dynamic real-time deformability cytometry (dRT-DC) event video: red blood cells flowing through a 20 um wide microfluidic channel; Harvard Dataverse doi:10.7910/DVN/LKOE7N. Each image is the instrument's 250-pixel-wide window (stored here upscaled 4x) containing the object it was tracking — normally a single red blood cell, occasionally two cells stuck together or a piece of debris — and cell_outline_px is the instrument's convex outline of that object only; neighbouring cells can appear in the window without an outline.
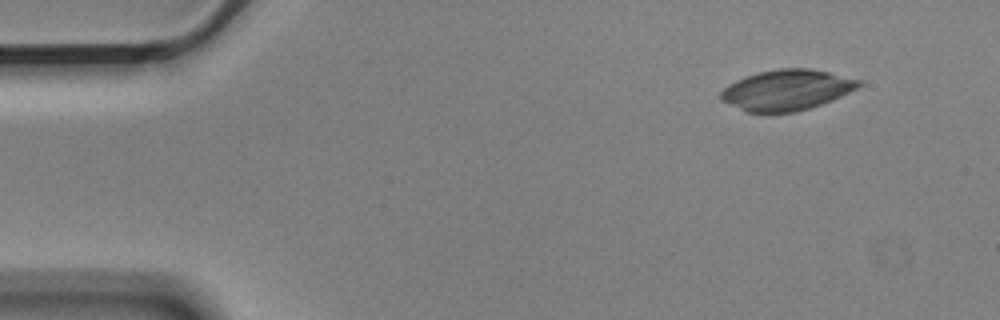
{"species": "Egyptian fruit bat (a non-hibernating species)", "species_latin": "Rousettus aegyptiacus", "temperature_condition": "cold", "stored_images_in_passage": 6, "camera_frame_rate_fps": 3000, "um_per_image_px": 0.085, "animal": {"sex": "male"}, "frame": {"image": 1, "passage_image": 1, "time_ms": 0.0, "image_size_px": [1000, 320], "cell_outline_px": [[864, 84], [832, 100], [796, 112], [748, 112], [720, 100], [720, 92], [728, 84], [744, 76], [756, 72], [780, 68], [812, 68], [860, 80]], "centroid_in_image_um": [66.84, 7.63], "position_along_channel_um": 18.2, "area_um2": 32.48}}
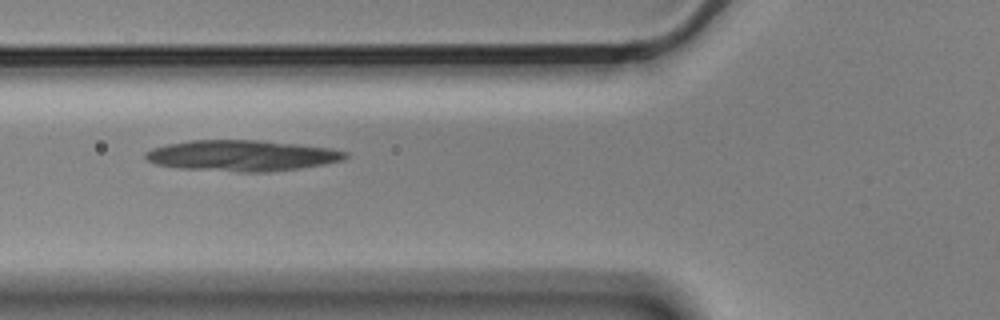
{"frame": {"image": 2, "passage_image": 5, "time_ms": 1.333, "image_size_px": [1000, 320], "cell_outline_px": [[348, 156], [344, 160], [324, 164], [300, 168], [268, 172], [240, 172], [180, 168], [156, 164], [148, 160], [144, 156], [144, 152], [152, 148], [168, 144], [188, 140], [256, 140], [296, 144], [332, 148], [348, 152]], "centroid_in_image_um": [20.57, 13.22], "position_along_channel_um": 105.2, "area_um2": 36.07}}
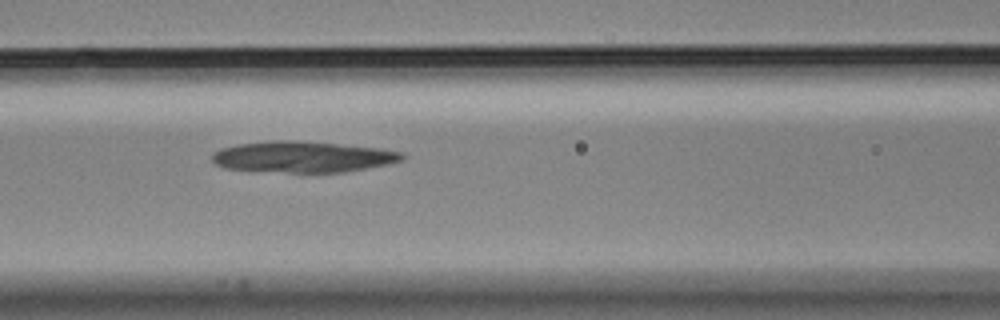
{"frame": {"image": 3, "passage_image": 6, "time_ms": 1.667, "image_size_px": [1000, 320], "cell_outline_px": [[404, 160], [388, 164], [344, 172], [252, 172], [224, 168], [216, 164], [212, 160], [212, 152], [220, 148], [240, 144], [272, 140], [296, 140], [380, 148], [404, 152]], "centroid_in_image_um": [25.69, 13.34], "position_along_channel_um": 140.9, "area_um2": 34.85}}